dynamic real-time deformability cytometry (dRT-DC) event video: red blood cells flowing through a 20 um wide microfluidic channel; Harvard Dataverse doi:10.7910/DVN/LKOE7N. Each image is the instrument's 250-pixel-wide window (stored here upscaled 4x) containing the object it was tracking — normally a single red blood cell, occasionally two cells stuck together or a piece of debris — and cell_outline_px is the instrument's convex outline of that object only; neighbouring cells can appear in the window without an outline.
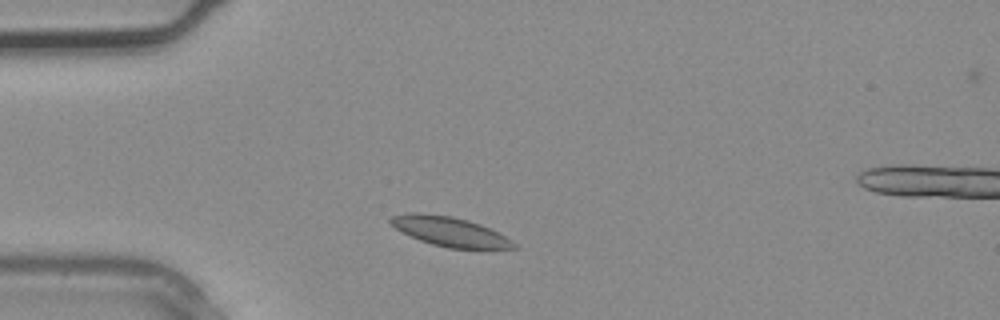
{"species": "common noctule bat (a hibernating species)", "species_latin": "Nyctalus noctula", "temperature_condition": "warm", "stored_images_in_passage": 2, "camera_frame_rate_fps": 3000, "um_per_image_px": 0.085, "animal": {"sex": "male", "body_mass_g": 20.4}, "frame": {"image": 1, "passage_image": 1, "time_ms": 0.0, "image_size_px": [1000, 320], "cell_outline_px": [[516, 248], [448, 248], [432, 244], [420, 240], [396, 228], [388, 220], [392, 216], [412, 212], [424, 212], [452, 216], [468, 220], [480, 224], [512, 240], [516, 244]], "centroid_in_image_um": [38.21, 19.66], "position_along_channel_um": 46.8, "area_um2": 20.81}}